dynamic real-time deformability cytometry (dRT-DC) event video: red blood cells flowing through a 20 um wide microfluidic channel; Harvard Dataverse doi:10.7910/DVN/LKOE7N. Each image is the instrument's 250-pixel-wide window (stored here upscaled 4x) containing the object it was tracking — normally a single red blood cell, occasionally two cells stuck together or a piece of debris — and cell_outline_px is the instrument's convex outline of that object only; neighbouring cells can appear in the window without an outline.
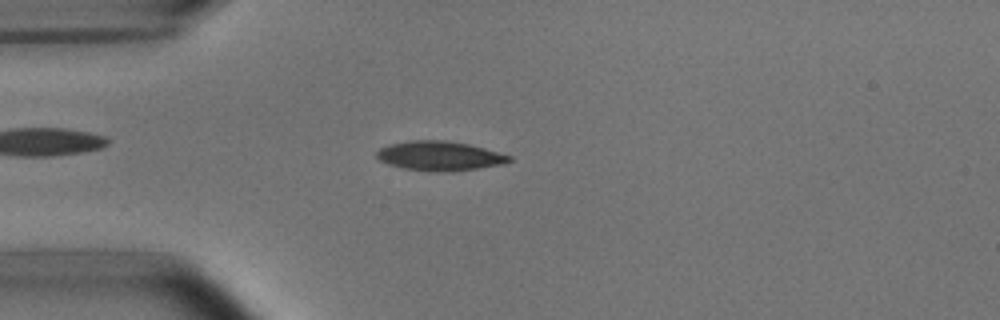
{"species": "common noctule bat (a hibernating species)", "species_latin": "Nyctalus noctula", "temperature_condition": "room temperature", "stored_images_in_passage": 1, "camera_frame_rate_fps": 3000, "um_per_image_px": 0.085, "animal": {"sex": "male", "body_mass_g": 15.6}, "frame": {"image": 1, "passage_image": 1, "time_ms": 0.0, "image_size_px": [1000, 320], "cell_outline_px": [[512, 160], [500, 164], [476, 168], [404, 168], [388, 164], [380, 160], [376, 156], [376, 152], [380, 148], [388, 144], [408, 140], [444, 140], [468, 144], [484, 148], [512, 156]], "centroid_in_image_um": [37.32, 13.18], "position_along_channel_um": 47.7, "area_um2": 21.39}}